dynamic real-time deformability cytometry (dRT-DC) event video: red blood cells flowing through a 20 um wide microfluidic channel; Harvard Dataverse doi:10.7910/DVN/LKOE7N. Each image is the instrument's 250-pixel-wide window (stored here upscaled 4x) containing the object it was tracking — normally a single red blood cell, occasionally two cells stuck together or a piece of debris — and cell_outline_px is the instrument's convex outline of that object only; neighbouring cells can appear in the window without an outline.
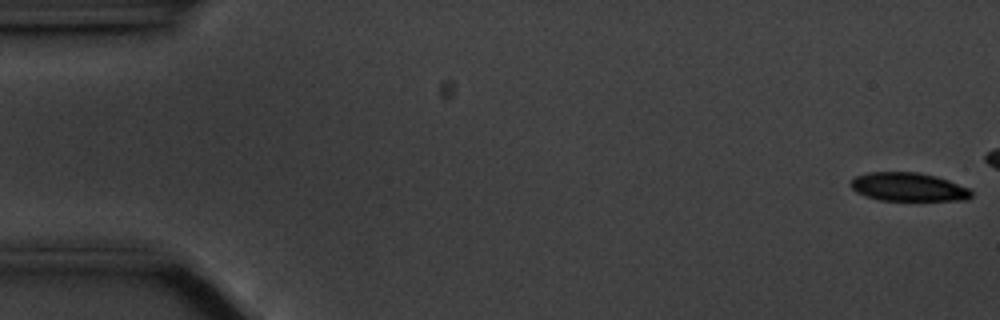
{"species": "common noctule bat (a hibernating species)", "species_latin": "Nyctalus noctula", "temperature_condition": "cold", "stored_images_in_passage": 17, "camera_frame_rate_fps": 3000, "um_per_image_px": 0.085, "animal": {"sex": "male", "body_mass_g": 20.1, "forearm_length_mm": 53.5}, "frame": {"image": 1, "passage_image": 1, "time_ms": 0.0, "image_size_px": [1000, 320], "cell_outline_px": [[972, 196], [968, 200], [880, 200], [864, 196], [856, 192], [848, 184], [856, 176], [868, 172], [920, 172], [936, 176], [972, 188]], "centroid_in_image_um": [77.23, 15.89], "position_along_channel_um": 7.8, "area_um2": 20.29}}